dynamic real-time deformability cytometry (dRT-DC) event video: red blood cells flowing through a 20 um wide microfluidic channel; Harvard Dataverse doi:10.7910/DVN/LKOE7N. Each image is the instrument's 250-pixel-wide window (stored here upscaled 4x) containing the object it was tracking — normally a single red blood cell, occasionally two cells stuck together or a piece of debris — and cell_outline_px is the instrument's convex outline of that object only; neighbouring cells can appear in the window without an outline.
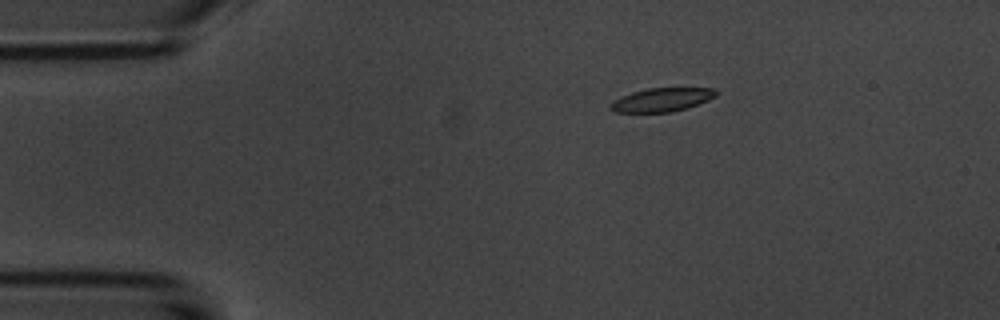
{"species": "common noctule bat (a hibernating species)", "species_latin": "Nyctalus noctula", "temperature_condition": "room temperature", "stored_images_in_passage": 15, "camera_frame_rate_fps": 3000, "um_per_image_px": 0.085, "animal": {"sex": "male", "body_mass_g": 20.1, "forearm_length_mm": 53.5}, "frame": {"image": 1, "passage_image": 3, "time_ms": 3.0, "image_size_px": [1000, 320], "cell_outline_px": [[720, 92], [716, 96], [708, 100], [688, 108], [672, 112], [616, 112], [608, 108], [608, 104], [612, 100], [620, 96], [632, 92], [648, 88], [716, 88]], "centroid_in_image_um": [56.25, 8.47], "position_along_channel_um": 28.8, "area_um2": 14.8}}
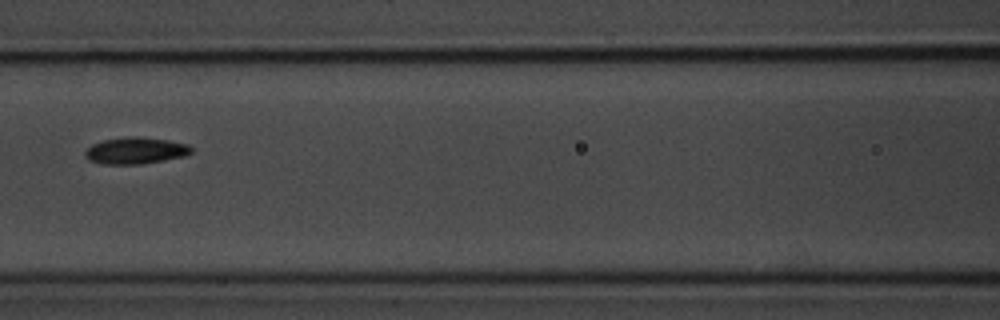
{"frame": {"image": 2, "passage_image": 7, "time_ms": 8.0, "image_size_px": [1000, 320], "cell_outline_px": [[192, 152], [184, 156], [164, 160], [140, 164], [104, 164], [88, 160], [84, 156], [84, 152], [92, 144], [104, 140], [128, 136], [140, 136], [168, 140], [188, 144], [192, 148]], "centroid_in_image_um": [11.51, 12.8], "position_along_channel_um": 155.1, "area_um2": 16.53}}
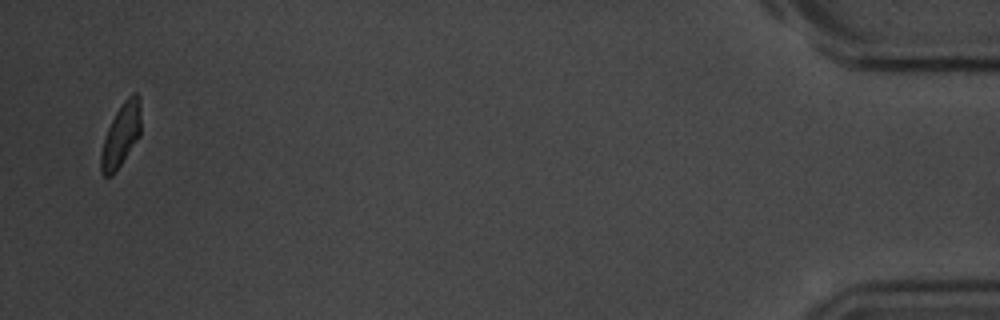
{"frame": {"image": 3, "passage_image": 15, "time_ms": 18.0, "image_size_px": [1000, 320], "cell_outline_px": [[140, 136], [116, 172], [112, 176], [104, 176], [100, 172], [100, 152], [108, 128], [116, 112], [124, 100], [132, 92], [136, 92], [140, 100]], "centroid_in_image_um": [10.28, 11.51], "position_along_channel_um": 424.9, "area_um2": 14.8}, "authors_computed_cell_mechanics": {"area_um2": 15.4326, "velocity_mm_per_s": 3.5765, "shape_relaxation_time_tau1_ms": 2.6508, "shape_relaxation_time_tau2_ms": 10.2834, "deformation_change_tau1": 0.1005, "deformation_change_tau2": 0.1133}}